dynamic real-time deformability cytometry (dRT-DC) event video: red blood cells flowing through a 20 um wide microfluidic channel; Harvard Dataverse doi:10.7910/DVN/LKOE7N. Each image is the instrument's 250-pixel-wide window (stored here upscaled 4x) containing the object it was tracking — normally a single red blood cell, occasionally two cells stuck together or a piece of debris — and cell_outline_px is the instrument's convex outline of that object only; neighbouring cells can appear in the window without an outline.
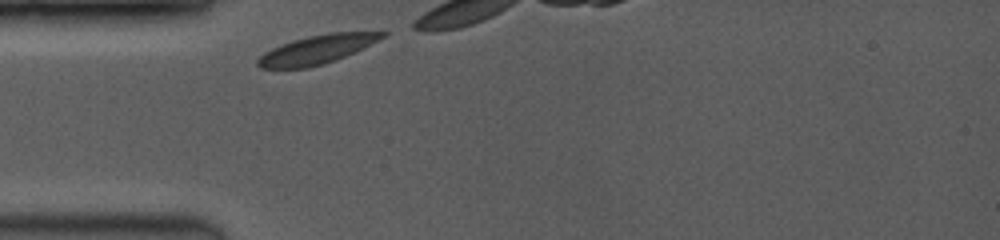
{"species": "common noctule bat (a hibernating species)", "species_latin": "Nyctalus noctula", "temperature_condition": "room temperature", "stored_images_in_passage": 5, "camera_frame_rate_fps": 3500, "um_per_image_px": 0.085, "animal": {"sex": "female", "body_mass_g": 19.0, "forearm_length_mm": 53.3}, "frame": {"image": 1, "passage_image": 1, "time_ms": 0.0, "image_size_px": [1000, 240], "cell_outline_px": [[388, 36], [356, 52], [308, 68], [260, 68], [256, 64], [256, 60], [264, 52], [280, 44], [292, 40], [308, 36], [328, 32], [388, 32]], "centroid_in_image_um": [26.95, 4.19], "position_along_channel_um": 58.1, "area_um2": 20.87}}